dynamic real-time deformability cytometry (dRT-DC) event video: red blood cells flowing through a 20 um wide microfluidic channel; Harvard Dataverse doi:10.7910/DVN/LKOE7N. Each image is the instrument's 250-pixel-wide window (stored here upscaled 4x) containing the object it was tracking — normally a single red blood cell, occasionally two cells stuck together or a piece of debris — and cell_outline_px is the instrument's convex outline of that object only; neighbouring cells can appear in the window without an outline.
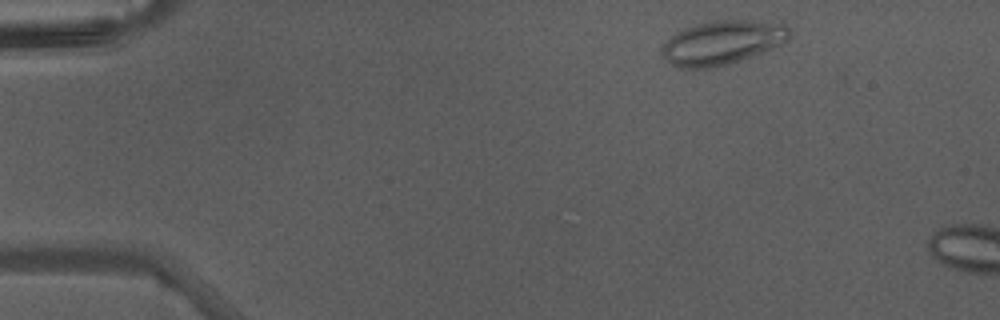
{"species": "Egyptian fruit bat (a non-hibernating species)", "species_latin": "Rousettus aegyptiacus", "temperature_condition": "warm", "stored_images_in_passage": 4, "camera_frame_rate_fps": 3000, "um_per_image_px": 0.085, "animal": {"sex": "male"}, "frame": {"image": 1, "passage_image": 1, "time_ms": 0.0, "image_size_px": [1000, 320], "cell_outline_px": [[788, 40], [772, 48], [728, 64], [708, 68], [680, 68], [672, 64], [660, 52], [664, 44], [676, 32], [684, 28], [696, 24], [712, 20], [752, 20], [784, 24], [788, 28]], "centroid_in_image_um": [61.37, 3.6], "position_along_channel_um": 23.6, "area_um2": 32.19}}